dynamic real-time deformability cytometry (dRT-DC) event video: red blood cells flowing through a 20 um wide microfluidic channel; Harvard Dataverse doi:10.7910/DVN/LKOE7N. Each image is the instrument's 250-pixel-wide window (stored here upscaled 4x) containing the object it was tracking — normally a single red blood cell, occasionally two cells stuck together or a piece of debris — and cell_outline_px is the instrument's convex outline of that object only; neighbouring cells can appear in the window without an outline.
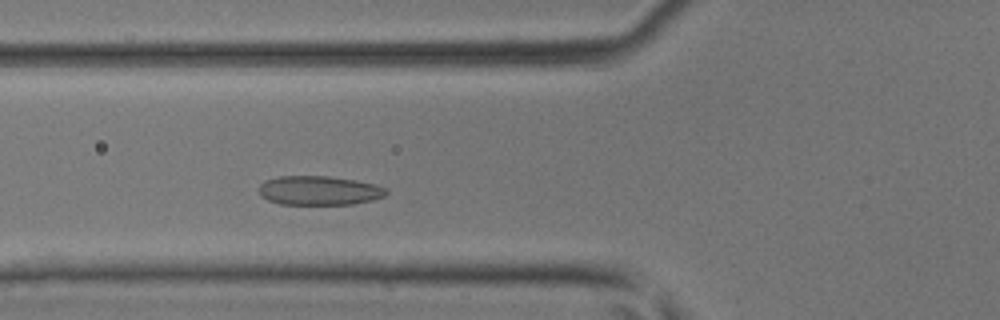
{"species": "common noctule bat (a hibernating species)", "species_latin": "Nyctalus noctula", "temperature_condition": "room temperature", "stored_images_in_passage": 41, "camera_frame_rate_fps": 3000, "um_per_image_px": 0.085, "animal": {"sex": "male", "body_mass_g": 17.9, "forearm_length_mm": 54.2}, "frame": {"image": 1, "passage_image": 11, "time_ms": 3.333, "image_size_px": [1000, 320], "cell_outline_px": [[388, 192], [384, 196], [372, 200], [352, 204], [280, 204], [268, 200], [260, 196], [260, 184], [264, 180], [280, 176], [328, 176], [356, 180], [376, 184], [388, 188]], "centroid_in_image_um": [27.14, 16.19], "position_along_channel_um": 98.7, "area_um2": 21.73}}
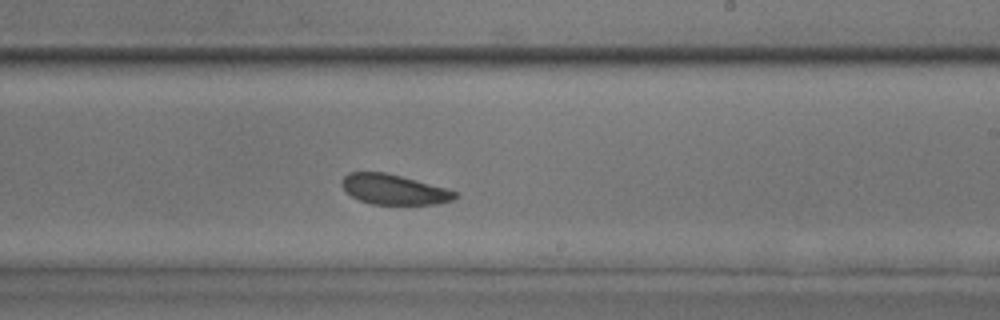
{"frame": {"image": 2, "passage_image": 22, "time_ms": 7.0, "image_size_px": [1000, 320], "cell_outline_px": [[460, 196], [452, 200], [436, 204], [372, 204], [360, 200], [352, 196], [340, 184], [344, 176], [348, 172], [384, 172], [400, 176], [444, 188], [456, 192]], "centroid_in_image_um": [33.46, 16.11], "position_along_channel_um": 255.5, "area_um2": 19.54}}
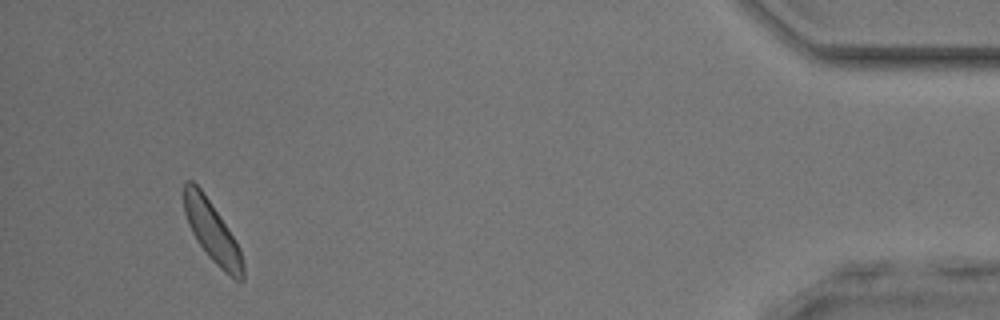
{"frame": {"image": 3, "passage_image": 38, "time_ms": 12.333, "image_size_px": [1000, 320], "cell_outline_px": [[244, 280], [236, 280], [224, 272], [208, 256], [196, 240], [188, 224], [184, 212], [184, 184], [188, 180], [192, 180], [200, 188], [220, 216], [228, 228], [240, 248], [244, 264]], "centroid_in_image_um": [18.04, 19.72], "position_along_channel_um": 417.2, "area_um2": 20.69}}